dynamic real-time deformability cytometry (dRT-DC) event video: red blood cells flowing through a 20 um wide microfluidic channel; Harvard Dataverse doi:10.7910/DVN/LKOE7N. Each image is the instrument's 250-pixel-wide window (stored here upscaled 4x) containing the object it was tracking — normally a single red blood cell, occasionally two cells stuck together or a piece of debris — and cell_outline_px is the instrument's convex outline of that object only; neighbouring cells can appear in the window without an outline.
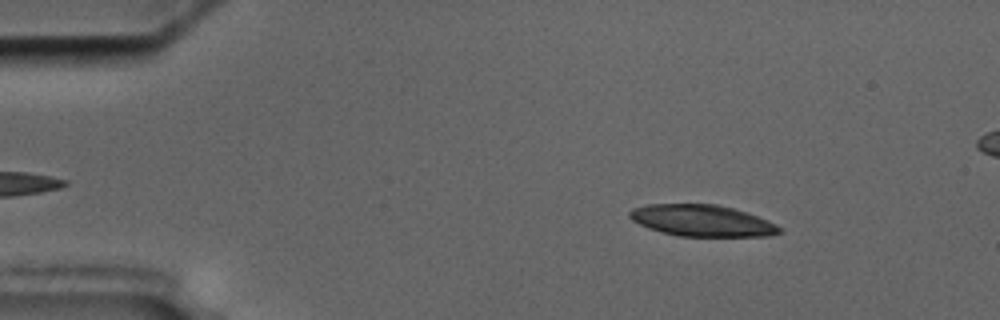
{"species": "common noctule bat (a hibernating species)", "species_latin": "Nyctalus noctula", "temperature_condition": "cold", "stored_images_in_passage": 57, "camera_frame_rate_fps": 3000, "um_per_image_px": 0.085, "animal": {"sex": "male", "body_mass_g": 17.5, "forearm_length_mm": 52.3}, "frame": {"image": 1, "passage_image": 8, "time_ms": 2.333, "image_size_px": [1000, 320], "cell_outline_px": [[784, 232], [772, 236], [680, 236], [660, 232], [648, 228], [632, 220], [628, 216], [628, 212], [632, 208], [648, 204], [716, 204], [748, 212], [768, 220], [776, 224]], "centroid_in_image_um": [59.69, 18.75], "position_along_channel_um": 25.3, "area_um2": 27.69}}